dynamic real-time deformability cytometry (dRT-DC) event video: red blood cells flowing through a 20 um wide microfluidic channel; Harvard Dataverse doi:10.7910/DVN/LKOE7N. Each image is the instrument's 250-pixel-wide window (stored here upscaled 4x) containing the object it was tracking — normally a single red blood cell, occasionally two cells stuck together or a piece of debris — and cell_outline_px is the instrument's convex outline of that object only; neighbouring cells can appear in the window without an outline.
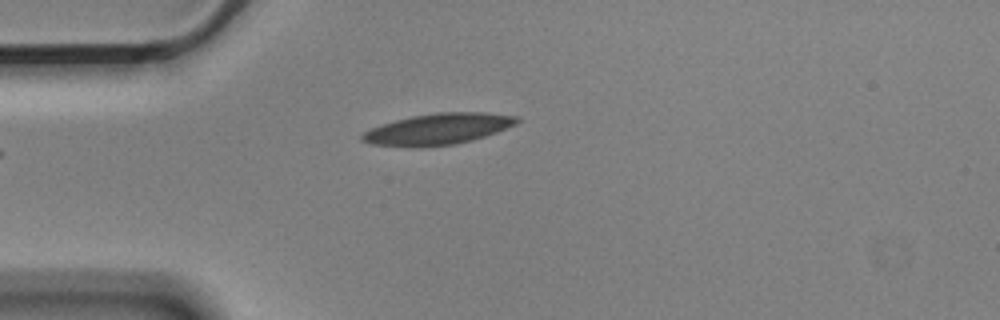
{"species": "Egyptian fruit bat (a non-hibernating species)", "species_latin": "Rousettus aegyptiacus", "temperature_condition": "cold", "stored_images_in_passage": 4, "camera_frame_rate_fps": 3000, "um_per_image_px": 0.085, "animal": {"sex": "male"}, "frame": {"image": 1, "passage_image": 4, "time_ms": 1.0, "image_size_px": [1000, 320], "cell_outline_px": [[520, 120], [516, 124], [496, 132], [472, 140], [456, 144], [372, 144], [360, 140], [360, 136], [364, 132], [372, 128], [396, 120], [412, 116], [436, 112], [484, 112], [520, 116]], "centroid_in_image_um": [37.34, 10.91], "position_along_channel_um": 47.7, "area_um2": 26.93}}